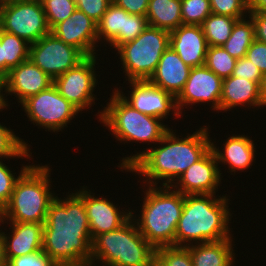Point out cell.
<instances>
[{
  "mask_svg": "<svg viewBox=\"0 0 266 266\" xmlns=\"http://www.w3.org/2000/svg\"><path fill=\"white\" fill-rule=\"evenodd\" d=\"M70 194L63 200L56 196L50 203L42 250L58 266H89L92 237L86 208L76 193Z\"/></svg>",
  "mask_w": 266,
  "mask_h": 266,
  "instance_id": "cell-1",
  "label": "cell"
},
{
  "mask_svg": "<svg viewBox=\"0 0 266 266\" xmlns=\"http://www.w3.org/2000/svg\"><path fill=\"white\" fill-rule=\"evenodd\" d=\"M173 131L170 129L158 142L161 147H151L133 156L122 158L120 169L142 174L143 178H147L143 183L157 185L156 181L159 183L160 180H164L162 185L171 186L182 173L211 149L207 126L201 127L192 135L188 134L183 139L176 137Z\"/></svg>",
  "mask_w": 266,
  "mask_h": 266,
  "instance_id": "cell-2",
  "label": "cell"
},
{
  "mask_svg": "<svg viewBox=\"0 0 266 266\" xmlns=\"http://www.w3.org/2000/svg\"><path fill=\"white\" fill-rule=\"evenodd\" d=\"M184 195L182 215L175 232V246L232 239L229 228L228 196ZM193 241V242H191ZM189 242V244H188Z\"/></svg>",
  "mask_w": 266,
  "mask_h": 266,
  "instance_id": "cell-3",
  "label": "cell"
},
{
  "mask_svg": "<svg viewBox=\"0 0 266 266\" xmlns=\"http://www.w3.org/2000/svg\"><path fill=\"white\" fill-rule=\"evenodd\" d=\"M148 186L144 192L141 216L136 220L133 212L131 217L141 235L155 249L175 246V232L183 211L184 195L169 185Z\"/></svg>",
  "mask_w": 266,
  "mask_h": 266,
  "instance_id": "cell-4",
  "label": "cell"
},
{
  "mask_svg": "<svg viewBox=\"0 0 266 266\" xmlns=\"http://www.w3.org/2000/svg\"><path fill=\"white\" fill-rule=\"evenodd\" d=\"M50 167L31 165L16 181L8 204L1 211L0 223H45L50 203Z\"/></svg>",
  "mask_w": 266,
  "mask_h": 266,
  "instance_id": "cell-5",
  "label": "cell"
},
{
  "mask_svg": "<svg viewBox=\"0 0 266 266\" xmlns=\"http://www.w3.org/2000/svg\"><path fill=\"white\" fill-rule=\"evenodd\" d=\"M155 251L131 217L118 229L92 240L89 266H94L96 260L101 266H154Z\"/></svg>",
  "mask_w": 266,
  "mask_h": 266,
  "instance_id": "cell-6",
  "label": "cell"
},
{
  "mask_svg": "<svg viewBox=\"0 0 266 266\" xmlns=\"http://www.w3.org/2000/svg\"><path fill=\"white\" fill-rule=\"evenodd\" d=\"M110 102L98 115L99 121L114 134L119 141L158 143L170 130L162 119L143 114L128 104L114 90Z\"/></svg>",
  "mask_w": 266,
  "mask_h": 266,
  "instance_id": "cell-7",
  "label": "cell"
},
{
  "mask_svg": "<svg viewBox=\"0 0 266 266\" xmlns=\"http://www.w3.org/2000/svg\"><path fill=\"white\" fill-rule=\"evenodd\" d=\"M169 43L170 32L147 26L136 39L121 45L117 51L128 81L149 80Z\"/></svg>",
  "mask_w": 266,
  "mask_h": 266,
  "instance_id": "cell-8",
  "label": "cell"
},
{
  "mask_svg": "<svg viewBox=\"0 0 266 266\" xmlns=\"http://www.w3.org/2000/svg\"><path fill=\"white\" fill-rule=\"evenodd\" d=\"M0 29L29 44L50 33L40 1L0 0Z\"/></svg>",
  "mask_w": 266,
  "mask_h": 266,
  "instance_id": "cell-9",
  "label": "cell"
},
{
  "mask_svg": "<svg viewBox=\"0 0 266 266\" xmlns=\"http://www.w3.org/2000/svg\"><path fill=\"white\" fill-rule=\"evenodd\" d=\"M32 123L48 131H59L80 112L54 85L26 99L22 104Z\"/></svg>",
  "mask_w": 266,
  "mask_h": 266,
  "instance_id": "cell-10",
  "label": "cell"
},
{
  "mask_svg": "<svg viewBox=\"0 0 266 266\" xmlns=\"http://www.w3.org/2000/svg\"><path fill=\"white\" fill-rule=\"evenodd\" d=\"M86 56L51 32L30 44L29 59L53 80L77 66Z\"/></svg>",
  "mask_w": 266,
  "mask_h": 266,
  "instance_id": "cell-11",
  "label": "cell"
},
{
  "mask_svg": "<svg viewBox=\"0 0 266 266\" xmlns=\"http://www.w3.org/2000/svg\"><path fill=\"white\" fill-rule=\"evenodd\" d=\"M97 55L86 57L77 66L53 80L58 92L79 111L95 103L94 88L98 83L95 73Z\"/></svg>",
  "mask_w": 266,
  "mask_h": 266,
  "instance_id": "cell-12",
  "label": "cell"
},
{
  "mask_svg": "<svg viewBox=\"0 0 266 266\" xmlns=\"http://www.w3.org/2000/svg\"><path fill=\"white\" fill-rule=\"evenodd\" d=\"M222 79L205 65L191 68L183 90L176 97L180 114L183 106L212 102L211 108L219 111L222 95Z\"/></svg>",
  "mask_w": 266,
  "mask_h": 266,
  "instance_id": "cell-13",
  "label": "cell"
},
{
  "mask_svg": "<svg viewBox=\"0 0 266 266\" xmlns=\"http://www.w3.org/2000/svg\"><path fill=\"white\" fill-rule=\"evenodd\" d=\"M129 83L132 87L129 97L124 96L122 91L115 90L137 111L163 120L169 116L172 110L174 116L181 117L174 95L151 84L148 80L129 81Z\"/></svg>",
  "mask_w": 266,
  "mask_h": 266,
  "instance_id": "cell-14",
  "label": "cell"
},
{
  "mask_svg": "<svg viewBox=\"0 0 266 266\" xmlns=\"http://www.w3.org/2000/svg\"><path fill=\"white\" fill-rule=\"evenodd\" d=\"M220 172L217 159L210 149L201 159L182 173L171 187L183 195L215 194L221 182L222 173Z\"/></svg>",
  "mask_w": 266,
  "mask_h": 266,
  "instance_id": "cell-15",
  "label": "cell"
},
{
  "mask_svg": "<svg viewBox=\"0 0 266 266\" xmlns=\"http://www.w3.org/2000/svg\"><path fill=\"white\" fill-rule=\"evenodd\" d=\"M87 190L83 186L76 194L84 201L92 240L97 235L118 229L131 218L132 211L122 212L110 200L94 197Z\"/></svg>",
  "mask_w": 266,
  "mask_h": 266,
  "instance_id": "cell-16",
  "label": "cell"
},
{
  "mask_svg": "<svg viewBox=\"0 0 266 266\" xmlns=\"http://www.w3.org/2000/svg\"><path fill=\"white\" fill-rule=\"evenodd\" d=\"M50 32L64 43L79 49L86 57L97 54L94 52L98 42L97 23L79 9Z\"/></svg>",
  "mask_w": 266,
  "mask_h": 266,
  "instance_id": "cell-17",
  "label": "cell"
},
{
  "mask_svg": "<svg viewBox=\"0 0 266 266\" xmlns=\"http://www.w3.org/2000/svg\"><path fill=\"white\" fill-rule=\"evenodd\" d=\"M51 85H53V79L30 59L12 68L3 78V92L8 95L15 94L20 104Z\"/></svg>",
  "mask_w": 266,
  "mask_h": 266,
  "instance_id": "cell-18",
  "label": "cell"
},
{
  "mask_svg": "<svg viewBox=\"0 0 266 266\" xmlns=\"http://www.w3.org/2000/svg\"><path fill=\"white\" fill-rule=\"evenodd\" d=\"M169 46L182 61L194 68L205 64L208 43L199 25H180L170 32Z\"/></svg>",
  "mask_w": 266,
  "mask_h": 266,
  "instance_id": "cell-19",
  "label": "cell"
},
{
  "mask_svg": "<svg viewBox=\"0 0 266 266\" xmlns=\"http://www.w3.org/2000/svg\"><path fill=\"white\" fill-rule=\"evenodd\" d=\"M190 70L191 67L169 46L148 81L177 97L187 82Z\"/></svg>",
  "mask_w": 266,
  "mask_h": 266,
  "instance_id": "cell-20",
  "label": "cell"
},
{
  "mask_svg": "<svg viewBox=\"0 0 266 266\" xmlns=\"http://www.w3.org/2000/svg\"><path fill=\"white\" fill-rule=\"evenodd\" d=\"M9 225L12 235L2 232L7 263L12 258L42 250L44 223L10 222Z\"/></svg>",
  "mask_w": 266,
  "mask_h": 266,
  "instance_id": "cell-21",
  "label": "cell"
},
{
  "mask_svg": "<svg viewBox=\"0 0 266 266\" xmlns=\"http://www.w3.org/2000/svg\"><path fill=\"white\" fill-rule=\"evenodd\" d=\"M263 108L261 87L254 81L230 76L222 81V95L219 110H232L233 107L245 106Z\"/></svg>",
  "mask_w": 266,
  "mask_h": 266,
  "instance_id": "cell-22",
  "label": "cell"
},
{
  "mask_svg": "<svg viewBox=\"0 0 266 266\" xmlns=\"http://www.w3.org/2000/svg\"><path fill=\"white\" fill-rule=\"evenodd\" d=\"M254 141L245 135H235L228 137L225 141L224 148L219 151L215 144L211 142V150L213 151L218 165L219 163L228 164L229 172H236V170L249 169L255 156ZM223 152V153H222Z\"/></svg>",
  "mask_w": 266,
  "mask_h": 266,
  "instance_id": "cell-23",
  "label": "cell"
},
{
  "mask_svg": "<svg viewBox=\"0 0 266 266\" xmlns=\"http://www.w3.org/2000/svg\"><path fill=\"white\" fill-rule=\"evenodd\" d=\"M232 239L210 241L186 246L193 266H233L235 253Z\"/></svg>",
  "mask_w": 266,
  "mask_h": 266,
  "instance_id": "cell-24",
  "label": "cell"
},
{
  "mask_svg": "<svg viewBox=\"0 0 266 266\" xmlns=\"http://www.w3.org/2000/svg\"><path fill=\"white\" fill-rule=\"evenodd\" d=\"M148 26L172 32L183 24L181 0H149Z\"/></svg>",
  "mask_w": 266,
  "mask_h": 266,
  "instance_id": "cell-25",
  "label": "cell"
},
{
  "mask_svg": "<svg viewBox=\"0 0 266 266\" xmlns=\"http://www.w3.org/2000/svg\"><path fill=\"white\" fill-rule=\"evenodd\" d=\"M126 11L113 2L97 23L98 42L102 38L117 50L120 47V33H125Z\"/></svg>",
  "mask_w": 266,
  "mask_h": 266,
  "instance_id": "cell-26",
  "label": "cell"
},
{
  "mask_svg": "<svg viewBox=\"0 0 266 266\" xmlns=\"http://www.w3.org/2000/svg\"><path fill=\"white\" fill-rule=\"evenodd\" d=\"M255 40L254 24L251 18L238 20L228 40L222 47L234 58L245 57L248 48Z\"/></svg>",
  "mask_w": 266,
  "mask_h": 266,
  "instance_id": "cell-27",
  "label": "cell"
},
{
  "mask_svg": "<svg viewBox=\"0 0 266 266\" xmlns=\"http://www.w3.org/2000/svg\"><path fill=\"white\" fill-rule=\"evenodd\" d=\"M0 42L5 59V76L9 71L29 59L30 44L18 36L0 29Z\"/></svg>",
  "mask_w": 266,
  "mask_h": 266,
  "instance_id": "cell-28",
  "label": "cell"
},
{
  "mask_svg": "<svg viewBox=\"0 0 266 266\" xmlns=\"http://www.w3.org/2000/svg\"><path fill=\"white\" fill-rule=\"evenodd\" d=\"M238 19L211 13L201 24L208 46H222L230 37Z\"/></svg>",
  "mask_w": 266,
  "mask_h": 266,
  "instance_id": "cell-29",
  "label": "cell"
},
{
  "mask_svg": "<svg viewBox=\"0 0 266 266\" xmlns=\"http://www.w3.org/2000/svg\"><path fill=\"white\" fill-rule=\"evenodd\" d=\"M236 61L222 46H209L204 65L223 80L232 75Z\"/></svg>",
  "mask_w": 266,
  "mask_h": 266,
  "instance_id": "cell-30",
  "label": "cell"
},
{
  "mask_svg": "<svg viewBox=\"0 0 266 266\" xmlns=\"http://www.w3.org/2000/svg\"><path fill=\"white\" fill-rule=\"evenodd\" d=\"M28 147L22 138L16 136L11 129L0 123V160L12 157L30 158V148Z\"/></svg>",
  "mask_w": 266,
  "mask_h": 266,
  "instance_id": "cell-31",
  "label": "cell"
},
{
  "mask_svg": "<svg viewBox=\"0 0 266 266\" xmlns=\"http://www.w3.org/2000/svg\"><path fill=\"white\" fill-rule=\"evenodd\" d=\"M154 266H193V263L187 247L164 246L156 249Z\"/></svg>",
  "mask_w": 266,
  "mask_h": 266,
  "instance_id": "cell-32",
  "label": "cell"
},
{
  "mask_svg": "<svg viewBox=\"0 0 266 266\" xmlns=\"http://www.w3.org/2000/svg\"><path fill=\"white\" fill-rule=\"evenodd\" d=\"M41 3L50 30L69 18L77 9L75 0H42Z\"/></svg>",
  "mask_w": 266,
  "mask_h": 266,
  "instance_id": "cell-33",
  "label": "cell"
},
{
  "mask_svg": "<svg viewBox=\"0 0 266 266\" xmlns=\"http://www.w3.org/2000/svg\"><path fill=\"white\" fill-rule=\"evenodd\" d=\"M212 13L210 0H181L184 25H199Z\"/></svg>",
  "mask_w": 266,
  "mask_h": 266,
  "instance_id": "cell-34",
  "label": "cell"
},
{
  "mask_svg": "<svg viewBox=\"0 0 266 266\" xmlns=\"http://www.w3.org/2000/svg\"><path fill=\"white\" fill-rule=\"evenodd\" d=\"M210 5L212 13L238 20L246 18L244 14L249 12L248 0H210Z\"/></svg>",
  "mask_w": 266,
  "mask_h": 266,
  "instance_id": "cell-35",
  "label": "cell"
},
{
  "mask_svg": "<svg viewBox=\"0 0 266 266\" xmlns=\"http://www.w3.org/2000/svg\"><path fill=\"white\" fill-rule=\"evenodd\" d=\"M31 165H25L21 167V172L19 173L18 177H15V174L0 160V210L2 211L3 208L8 204L15 183L20 178V176L30 167Z\"/></svg>",
  "mask_w": 266,
  "mask_h": 266,
  "instance_id": "cell-36",
  "label": "cell"
},
{
  "mask_svg": "<svg viewBox=\"0 0 266 266\" xmlns=\"http://www.w3.org/2000/svg\"><path fill=\"white\" fill-rule=\"evenodd\" d=\"M147 26L146 16L126 12L125 33H120V46L136 39Z\"/></svg>",
  "mask_w": 266,
  "mask_h": 266,
  "instance_id": "cell-37",
  "label": "cell"
},
{
  "mask_svg": "<svg viewBox=\"0 0 266 266\" xmlns=\"http://www.w3.org/2000/svg\"><path fill=\"white\" fill-rule=\"evenodd\" d=\"M231 76L241 77L256 82L260 87L263 82V74L252 61L246 57L237 59Z\"/></svg>",
  "mask_w": 266,
  "mask_h": 266,
  "instance_id": "cell-38",
  "label": "cell"
},
{
  "mask_svg": "<svg viewBox=\"0 0 266 266\" xmlns=\"http://www.w3.org/2000/svg\"><path fill=\"white\" fill-rule=\"evenodd\" d=\"M77 9L98 23L112 0H75Z\"/></svg>",
  "mask_w": 266,
  "mask_h": 266,
  "instance_id": "cell-39",
  "label": "cell"
},
{
  "mask_svg": "<svg viewBox=\"0 0 266 266\" xmlns=\"http://www.w3.org/2000/svg\"><path fill=\"white\" fill-rule=\"evenodd\" d=\"M7 266H58L43 250L12 258Z\"/></svg>",
  "mask_w": 266,
  "mask_h": 266,
  "instance_id": "cell-40",
  "label": "cell"
},
{
  "mask_svg": "<svg viewBox=\"0 0 266 266\" xmlns=\"http://www.w3.org/2000/svg\"><path fill=\"white\" fill-rule=\"evenodd\" d=\"M245 57L256 65L263 75L266 74V44L254 40Z\"/></svg>",
  "mask_w": 266,
  "mask_h": 266,
  "instance_id": "cell-41",
  "label": "cell"
},
{
  "mask_svg": "<svg viewBox=\"0 0 266 266\" xmlns=\"http://www.w3.org/2000/svg\"><path fill=\"white\" fill-rule=\"evenodd\" d=\"M112 2L129 14L140 16H146L149 4V0H112Z\"/></svg>",
  "mask_w": 266,
  "mask_h": 266,
  "instance_id": "cell-42",
  "label": "cell"
},
{
  "mask_svg": "<svg viewBox=\"0 0 266 266\" xmlns=\"http://www.w3.org/2000/svg\"><path fill=\"white\" fill-rule=\"evenodd\" d=\"M254 24L255 40L266 44V12H248Z\"/></svg>",
  "mask_w": 266,
  "mask_h": 266,
  "instance_id": "cell-43",
  "label": "cell"
},
{
  "mask_svg": "<svg viewBox=\"0 0 266 266\" xmlns=\"http://www.w3.org/2000/svg\"><path fill=\"white\" fill-rule=\"evenodd\" d=\"M249 12H266V0H248Z\"/></svg>",
  "mask_w": 266,
  "mask_h": 266,
  "instance_id": "cell-44",
  "label": "cell"
},
{
  "mask_svg": "<svg viewBox=\"0 0 266 266\" xmlns=\"http://www.w3.org/2000/svg\"><path fill=\"white\" fill-rule=\"evenodd\" d=\"M0 266H7V261L5 258L4 239H3L2 232H0Z\"/></svg>",
  "mask_w": 266,
  "mask_h": 266,
  "instance_id": "cell-45",
  "label": "cell"
},
{
  "mask_svg": "<svg viewBox=\"0 0 266 266\" xmlns=\"http://www.w3.org/2000/svg\"><path fill=\"white\" fill-rule=\"evenodd\" d=\"M6 106H10V105H8L5 99V94H3V79L0 78V111H2V109L4 108H7Z\"/></svg>",
  "mask_w": 266,
  "mask_h": 266,
  "instance_id": "cell-46",
  "label": "cell"
},
{
  "mask_svg": "<svg viewBox=\"0 0 266 266\" xmlns=\"http://www.w3.org/2000/svg\"><path fill=\"white\" fill-rule=\"evenodd\" d=\"M5 77V59H3L2 47L0 42V78Z\"/></svg>",
  "mask_w": 266,
  "mask_h": 266,
  "instance_id": "cell-47",
  "label": "cell"
},
{
  "mask_svg": "<svg viewBox=\"0 0 266 266\" xmlns=\"http://www.w3.org/2000/svg\"><path fill=\"white\" fill-rule=\"evenodd\" d=\"M261 99L263 106H266V74L263 76V82L261 84Z\"/></svg>",
  "mask_w": 266,
  "mask_h": 266,
  "instance_id": "cell-48",
  "label": "cell"
}]
</instances>
